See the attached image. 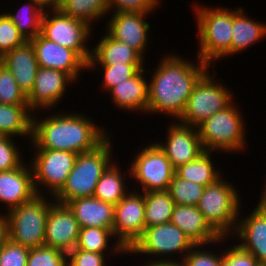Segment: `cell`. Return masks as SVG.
Returning a JSON list of instances; mask_svg holds the SVG:
<instances>
[{"label":"cell","instance_id":"21","mask_svg":"<svg viewBox=\"0 0 266 266\" xmlns=\"http://www.w3.org/2000/svg\"><path fill=\"white\" fill-rule=\"evenodd\" d=\"M170 222L180 228L195 245H207L225 239L210 227L197 206L175 205Z\"/></svg>","mask_w":266,"mask_h":266},{"label":"cell","instance_id":"1","mask_svg":"<svg viewBox=\"0 0 266 266\" xmlns=\"http://www.w3.org/2000/svg\"><path fill=\"white\" fill-rule=\"evenodd\" d=\"M179 56L165 57L152 75L148 85L147 112H161L180 118L193 87L207 72L208 64L199 61V66Z\"/></svg>","mask_w":266,"mask_h":266},{"label":"cell","instance_id":"23","mask_svg":"<svg viewBox=\"0 0 266 266\" xmlns=\"http://www.w3.org/2000/svg\"><path fill=\"white\" fill-rule=\"evenodd\" d=\"M80 228L98 227L113 229L114 205L95 197L72 199L66 203Z\"/></svg>","mask_w":266,"mask_h":266},{"label":"cell","instance_id":"20","mask_svg":"<svg viewBox=\"0 0 266 266\" xmlns=\"http://www.w3.org/2000/svg\"><path fill=\"white\" fill-rule=\"evenodd\" d=\"M0 63L11 73L19 88L26 96L33 89L36 73L39 68L35 50L30 41L5 53Z\"/></svg>","mask_w":266,"mask_h":266},{"label":"cell","instance_id":"40","mask_svg":"<svg viewBox=\"0 0 266 266\" xmlns=\"http://www.w3.org/2000/svg\"><path fill=\"white\" fill-rule=\"evenodd\" d=\"M20 153L11 137L0 136V172L16 169L22 165Z\"/></svg>","mask_w":266,"mask_h":266},{"label":"cell","instance_id":"37","mask_svg":"<svg viewBox=\"0 0 266 266\" xmlns=\"http://www.w3.org/2000/svg\"><path fill=\"white\" fill-rule=\"evenodd\" d=\"M26 41L7 14H0V58Z\"/></svg>","mask_w":266,"mask_h":266},{"label":"cell","instance_id":"36","mask_svg":"<svg viewBox=\"0 0 266 266\" xmlns=\"http://www.w3.org/2000/svg\"><path fill=\"white\" fill-rule=\"evenodd\" d=\"M67 257L65 252L43 245L30 249L26 266H69Z\"/></svg>","mask_w":266,"mask_h":266},{"label":"cell","instance_id":"28","mask_svg":"<svg viewBox=\"0 0 266 266\" xmlns=\"http://www.w3.org/2000/svg\"><path fill=\"white\" fill-rule=\"evenodd\" d=\"M175 203L168 190L145 193V227L168 223L171 220Z\"/></svg>","mask_w":266,"mask_h":266},{"label":"cell","instance_id":"8","mask_svg":"<svg viewBox=\"0 0 266 266\" xmlns=\"http://www.w3.org/2000/svg\"><path fill=\"white\" fill-rule=\"evenodd\" d=\"M223 87L221 83L218 85L207 71L193 87L185 110L178 119L181 120L180 123L197 129L196 127L211 115L228 106L232 95Z\"/></svg>","mask_w":266,"mask_h":266},{"label":"cell","instance_id":"17","mask_svg":"<svg viewBox=\"0 0 266 266\" xmlns=\"http://www.w3.org/2000/svg\"><path fill=\"white\" fill-rule=\"evenodd\" d=\"M72 81L74 80L65 72L39 67L33 89L27 95L29 108L33 112L40 107H53L65 93V84Z\"/></svg>","mask_w":266,"mask_h":266},{"label":"cell","instance_id":"4","mask_svg":"<svg viewBox=\"0 0 266 266\" xmlns=\"http://www.w3.org/2000/svg\"><path fill=\"white\" fill-rule=\"evenodd\" d=\"M43 194L8 210L5 234L12 242L27 248L44 245L47 214L53 202H46Z\"/></svg>","mask_w":266,"mask_h":266},{"label":"cell","instance_id":"18","mask_svg":"<svg viewBox=\"0 0 266 266\" xmlns=\"http://www.w3.org/2000/svg\"><path fill=\"white\" fill-rule=\"evenodd\" d=\"M148 13L117 12L107 24V33L115 40L126 43L142 57L147 42L148 22L143 19ZM146 16V17H145Z\"/></svg>","mask_w":266,"mask_h":266},{"label":"cell","instance_id":"32","mask_svg":"<svg viewBox=\"0 0 266 266\" xmlns=\"http://www.w3.org/2000/svg\"><path fill=\"white\" fill-rule=\"evenodd\" d=\"M22 11H24L25 13H23ZM44 11L45 10L41 9L35 2L29 0L27 6L20 8V10L16 14H6L18 28L19 32L24 36V38L29 41L40 34L41 21Z\"/></svg>","mask_w":266,"mask_h":266},{"label":"cell","instance_id":"47","mask_svg":"<svg viewBox=\"0 0 266 266\" xmlns=\"http://www.w3.org/2000/svg\"><path fill=\"white\" fill-rule=\"evenodd\" d=\"M5 236V216L3 217L0 214V242Z\"/></svg>","mask_w":266,"mask_h":266},{"label":"cell","instance_id":"44","mask_svg":"<svg viewBox=\"0 0 266 266\" xmlns=\"http://www.w3.org/2000/svg\"><path fill=\"white\" fill-rule=\"evenodd\" d=\"M69 266H105L104 254L87 252L76 247L68 253Z\"/></svg>","mask_w":266,"mask_h":266},{"label":"cell","instance_id":"12","mask_svg":"<svg viewBox=\"0 0 266 266\" xmlns=\"http://www.w3.org/2000/svg\"><path fill=\"white\" fill-rule=\"evenodd\" d=\"M131 167L130 174L142 184L144 193L168 190L175 174L171 161L156 143L144 148Z\"/></svg>","mask_w":266,"mask_h":266},{"label":"cell","instance_id":"45","mask_svg":"<svg viewBox=\"0 0 266 266\" xmlns=\"http://www.w3.org/2000/svg\"><path fill=\"white\" fill-rule=\"evenodd\" d=\"M35 2L41 9L44 10V7L48 8V6H51L52 10L58 9L60 0H31Z\"/></svg>","mask_w":266,"mask_h":266},{"label":"cell","instance_id":"2","mask_svg":"<svg viewBox=\"0 0 266 266\" xmlns=\"http://www.w3.org/2000/svg\"><path fill=\"white\" fill-rule=\"evenodd\" d=\"M104 129L79 114H64L32 120V143L36 149L63 150L80 154L95 149L107 137Z\"/></svg>","mask_w":266,"mask_h":266},{"label":"cell","instance_id":"25","mask_svg":"<svg viewBox=\"0 0 266 266\" xmlns=\"http://www.w3.org/2000/svg\"><path fill=\"white\" fill-rule=\"evenodd\" d=\"M142 68L134 77L116 84L109 91L112 95L114 104L125 110H142L148 109L149 92L148 83L143 78Z\"/></svg>","mask_w":266,"mask_h":266},{"label":"cell","instance_id":"16","mask_svg":"<svg viewBox=\"0 0 266 266\" xmlns=\"http://www.w3.org/2000/svg\"><path fill=\"white\" fill-rule=\"evenodd\" d=\"M193 128L179 123L172 124L168 131L167 142L157 143L174 169L195 160L204 152L198 130Z\"/></svg>","mask_w":266,"mask_h":266},{"label":"cell","instance_id":"38","mask_svg":"<svg viewBox=\"0 0 266 266\" xmlns=\"http://www.w3.org/2000/svg\"><path fill=\"white\" fill-rule=\"evenodd\" d=\"M29 251L5 236L0 242V266H26Z\"/></svg>","mask_w":266,"mask_h":266},{"label":"cell","instance_id":"11","mask_svg":"<svg viewBox=\"0 0 266 266\" xmlns=\"http://www.w3.org/2000/svg\"><path fill=\"white\" fill-rule=\"evenodd\" d=\"M33 158V182L37 194H41L37 185H47L53 196H56L66 184L68 175L74 167L78 154L63 150L36 149ZM37 180V181H36ZM38 183V184H37ZM37 187V188H36Z\"/></svg>","mask_w":266,"mask_h":266},{"label":"cell","instance_id":"13","mask_svg":"<svg viewBox=\"0 0 266 266\" xmlns=\"http://www.w3.org/2000/svg\"><path fill=\"white\" fill-rule=\"evenodd\" d=\"M200 246L203 245H195L180 228L168 222L145 228L143 235L127 252L169 255L181 251L189 253L192 248Z\"/></svg>","mask_w":266,"mask_h":266},{"label":"cell","instance_id":"26","mask_svg":"<svg viewBox=\"0 0 266 266\" xmlns=\"http://www.w3.org/2000/svg\"><path fill=\"white\" fill-rule=\"evenodd\" d=\"M266 36V25L249 19L242 8L232 11L231 55L248 48Z\"/></svg>","mask_w":266,"mask_h":266},{"label":"cell","instance_id":"31","mask_svg":"<svg viewBox=\"0 0 266 266\" xmlns=\"http://www.w3.org/2000/svg\"><path fill=\"white\" fill-rule=\"evenodd\" d=\"M59 9L67 16L84 21L88 25L109 10L107 0H60Z\"/></svg>","mask_w":266,"mask_h":266},{"label":"cell","instance_id":"35","mask_svg":"<svg viewBox=\"0 0 266 266\" xmlns=\"http://www.w3.org/2000/svg\"><path fill=\"white\" fill-rule=\"evenodd\" d=\"M0 104L28 105L26 94L11 73L0 63Z\"/></svg>","mask_w":266,"mask_h":266},{"label":"cell","instance_id":"48","mask_svg":"<svg viewBox=\"0 0 266 266\" xmlns=\"http://www.w3.org/2000/svg\"><path fill=\"white\" fill-rule=\"evenodd\" d=\"M265 192L262 194V198L266 201V188L264 190Z\"/></svg>","mask_w":266,"mask_h":266},{"label":"cell","instance_id":"43","mask_svg":"<svg viewBox=\"0 0 266 266\" xmlns=\"http://www.w3.org/2000/svg\"><path fill=\"white\" fill-rule=\"evenodd\" d=\"M183 265L184 266H221L222 265V255L212 254L210 251L204 250L198 251L197 249L186 254L184 253Z\"/></svg>","mask_w":266,"mask_h":266},{"label":"cell","instance_id":"10","mask_svg":"<svg viewBox=\"0 0 266 266\" xmlns=\"http://www.w3.org/2000/svg\"><path fill=\"white\" fill-rule=\"evenodd\" d=\"M113 234L118 236L113 251H127L143 235L145 230V193L127 194L114 205Z\"/></svg>","mask_w":266,"mask_h":266},{"label":"cell","instance_id":"22","mask_svg":"<svg viewBox=\"0 0 266 266\" xmlns=\"http://www.w3.org/2000/svg\"><path fill=\"white\" fill-rule=\"evenodd\" d=\"M24 163L9 171L0 172V202L7 204L12 209L37 195L33 174Z\"/></svg>","mask_w":266,"mask_h":266},{"label":"cell","instance_id":"33","mask_svg":"<svg viewBox=\"0 0 266 266\" xmlns=\"http://www.w3.org/2000/svg\"><path fill=\"white\" fill-rule=\"evenodd\" d=\"M205 186L188 181L174 174L168 188L175 205L197 206Z\"/></svg>","mask_w":266,"mask_h":266},{"label":"cell","instance_id":"9","mask_svg":"<svg viewBox=\"0 0 266 266\" xmlns=\"http://www.w3.org/2000/svg\"><path fill=\"white\" fill-rule=\"evenodd\" d=\"M51 12L54 15L44 11L40 34L49 41L74 50L88 64L92 53L84 44L89 38L90 25L67 16L59 8Z\"/></svg>","mask_w":266,"mask_h":266},{"label":"cell","instance_id":"24","mask_svg":"<svg viewBox=\"0 0 266 266\" xmlns=\"http://www.w3.org/2000/svg\"><path fill=\"white\" fill-rule=\"evenodd\" d=\"M88 69L97 61L100 65L144 64L143 57L126 43L113 39L108 33L91 50Z\"/></svg>","mask_w":266,"mask_h":266},{"label":"cell","instance_id":"42","mask_svg":"<svg viewBox=\"0 0 266 266\" xmlns=\"http://www.w3.org/2000/svg\"><path fill=\"white\" fill-rule=\"evenodd\" d=\"M221 266H261V264L249 251L236 245L223 253Z\"/></svg>","mask_w":266,"mask_h":266},{"label":"cell","instance_id":"14","mask_svg":"<svg viewBox=\"0 0 266 266\" xmlns=\"http://www.w3.org/2000/svg\"><path fill=\"white\" fill-rule=\"evenodd\" d=\"M79 232L80 226L69 207L66 204L53 203L47 214L44 246L68 254L76 247Z\"/></svg>","mask_w":266,"mask_h":266},{"label":"cell","instance_id":"29","mask_svg":"<svg viewBox=\"0 0 266 266\" xmlns=\"http://www.w3.org/2000/svg\"><path fill=\"white\" fill-rule=\"evenodd\" d=\"M210 151H204L195 160L175 169V174L202 186H208L220 178L211 161Z\"/></svg>","mask_w":266,"mask_h":266},{"label":"cell","instance_id":"15","mask_svg":"<svg viewBox=\"0 0 266 266\" xmlns=\"http://www.w3.org/2000/svg\"><path fill=\"white\" fill-rule=\"evenodd\" d=\"M35 50L39 67L51 68L68 74L73 80L79 77V71L88 68V64L72 49L49 41L41 34L29 40Z\"/></svg>","mask_w":266,"mask_h":266},{"label":"cell","instance_id":"19","mask_svg":"<svg viewBox=\"0 0 266 266\" xmlns=\"http://www.w3.org/2000/svg\"><path fill=\"white\" fill-rule=\"evenodd\" d=\"M234 233L244 241L239 245L249 251L261 266H266V201L263 198L250 216L237 221Z\"/></svg>","mask_w":266,"mask_h":266},{"label":"cell","instance_id":"3","mask_svg":"<svg viewBox=\"0 0 266 266\" xmlns=\"http://www.w3.org/2000/svg\"><path fill=\"white\" fill-rule=\"evenodd\" d=\"M109 140L107 137L95 149L78 154L66 184L55 196L56 202L66 204L72 199L93 197L98 180L111 165Z\"/></svg>","mask_w":266,"mask_h":266},{"label":"cell","instance_id":"6","mask_svg":"<svg viewBox=\"0 0 266 266\" xmlns=\"http://www.w3.org/2000/svg\"><path fill=\"white\" fill-rule=\"evenodd\" d=\"M238 201L237 190L232 184L224 182L220 177L214 183L205 187L197 208L202 212L210 227L220 237H226L230 230H236V219L239 218L238 208L240 207ZM233 224L235 225L232 226Z\"/></svg>","mask_w":266,"mask_h":266},{"label":"cell","instance_id":"5","mask_svg":"<svg viewBox=\"0 0 266 266\" xmlns=\"http://www.w3.org/2000/svg\"><path fill=\"white\" fill-rule=\"evenodd\" d=\"M195 9L200 39L198 59L210 66L212 60L231 55L232 11L227 7Z\"/></svg>","mask_w":266,"mask_h":266},{"label":"cell","instance_id":"34","mask_svg":"<svg viewBox=\"0 0 266 266\" xmlns=\"http://www.w3.org/2000/svg\"><path fill=\"white\" fill-rule=\"evenodd\" d=\"M110 236H114L111 229L98 227L80 228L76 248L87 252L104 254L103 252L108 247V238Z\"/></svg>","mask_w":266,"mask_h":266},{"label":"cell","instance_id":"27","mask_svg":"<svg viewBox=\"0 0 266 266\" xmlns=\"http://www.w3.org/2000/svg\"><path fill=\"white\" fill-rule=\"evenodd\" d=\"M32 111L28 105L0 104V136H32ZM12 135V136H11Z\"/></svg>","mask_w":266,"mask_h":266},{"label":"cell","instance_id":"30","mask_svg":"<svg viewBox=\"0 0 266 266\" xmlns=\"http://www.w3.org/2000/svg\"><path fill=\"white\" fill-rule=\"evenodd\" d=\"M125 186L121 171L116 165H110L98 180L93 197L116 205L127 195Z\"/></svg>","mask_w":266,"mask_h":266},{"label":"cell","instance_id":"7","mask_svg":"<svg viewBox=\"0 0 266 266\" xmlns=\"http://www.w3.org/2000/svg\"><path fill=\"white\" fill-rule=\"evenodd\" d=\"M243 124L242 117L232 102L211 115L196 127L204 151L241 150L245 144L244 130L246 129Z\"/></svg>","mask_w":266,"mask_h":266},{"label":"cell","instance_id":"41","mask_svg":"<svg viewBox=\"0 0 266 266\" xmlns=\"http://www.w3.org/2000/svg\"><path fill=\"white\" fill-rule=\"evenodd\" d=\"M109 10L116 6L117 12L150 13L159 3L158 0H107Z\"/></svg>","mask_w":266,"mask_h":266},{"label":"cell","instance_id":"39","mask_svg":"<svg viewBox=\"0 0 266 266\" xmlns=\"http://www.w3.org/2000/svg\"><path fill=\"white\" fill-rule=\"evenodd\" d=\"M102 68L105 75L103 86L109 92L116 84L134 77L143 68V64L102 65Z\"/></svg>","mask_w":266,"mask_h":266},{"label":"cell","instance_id":"46","mask_svg":"<svg viewBox=\"0 0 266 266\" xmlns=\"http://www.w3.org/2000/svg\"><path fill=\"white\" fill-rule=\"evenodd\" d=\"M174 260H158V261H153L151 260V263H147L148 265L145 266H184L182 261L179 263L178 261ZM178 262V263H177Z\"/></svg>","mask_w":266,"mask_h":266}]
</instances>
